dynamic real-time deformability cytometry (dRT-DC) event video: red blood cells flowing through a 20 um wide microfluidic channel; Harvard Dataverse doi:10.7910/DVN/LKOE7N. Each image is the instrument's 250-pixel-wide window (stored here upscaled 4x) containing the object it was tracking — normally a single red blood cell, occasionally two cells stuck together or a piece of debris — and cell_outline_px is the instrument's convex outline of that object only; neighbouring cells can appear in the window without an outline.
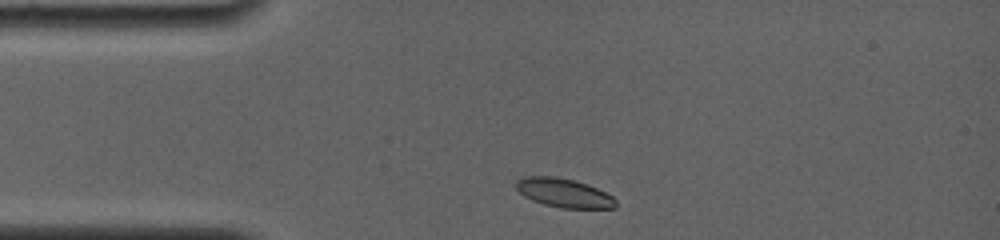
{"species": "common noctule bat (a hibernating species)", "species_latin": "Nyctalus noctula", "temperature_condition": "room temperature", "stored_images_in_passage": 19, "camera_frame_rate_fps": 4000, "um_per_image_px": 0.085, "animal": {"sex": "female", "body_mass_g": 19.0, "forearm_length_mm": 56.7}, "frame": {"image": 1, "passage_image": 1, "time_ms": 0.0, "image_size_px": [1000, 240], "cell_outline_px": [[616, 208], [560, 208], [544, 204], [532, 200], [524, 196], [516, 188], [516, 180], [524, 176], [552, 176], [576, 180], [588, 184], [612, 196], [616, 200]], "centroid_in_image_um": [47.92, 16.39], "position_along_channel_um": 37.1, "area_um2": 16.82}}
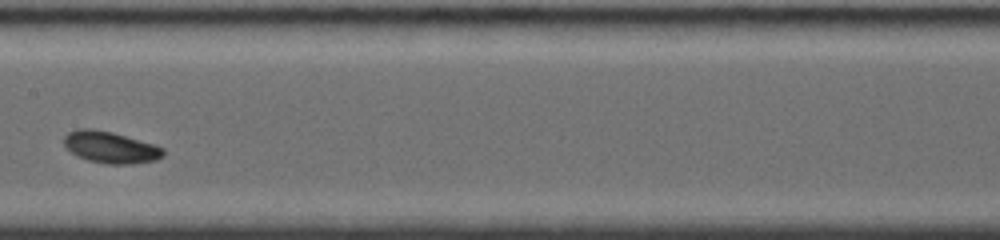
{"frame": {"image": 2, "passage_image": 9, "time_ms": 5.0, "image_size_px": [1000, 240], "cell_outline_px": [[164, 156], [156, 160], [132, 164], [108, 164], [88, 160], [76, 156], [64, 144], [64, 136], [68, 132], [76, 128], [92, 128], [112, 132], [156, 144], [164, 148]], "centroid_in_image_um": [9.41, 12.51], "position_along_channel_um": 198.0, "area_um2": 18.5}}
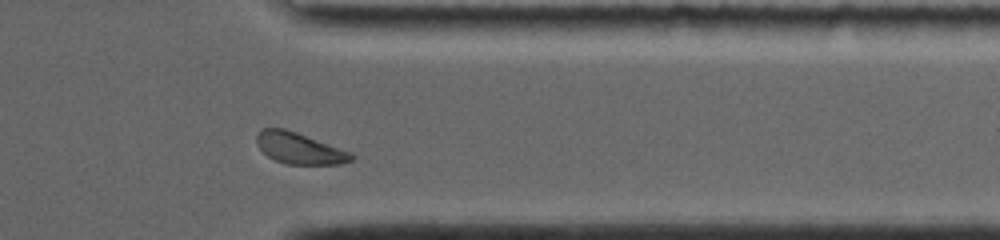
{"frame": {"image": 3, "passage_image": 16, "time_ms": 10.0, "image_size_px": [1000, 240], "cell_outline_px": [[356, 156], [352, 160], [336, 164], [288, 164], [276, 160], [268, 156], [256, 144], [256, 136], [260, 128], [284, 128], [296, 132], [352, 152]], "centroid_in_image_um": [25.44, 12.59], "position_along_channel_um": 386.0, "area_um2": 17.17}, "authors_computed_cell_mechanics": {"area_um2": 17.5134, "velocity_mm_per_s": 3.7453, "shape_relaxation_time_tau1_ms": 2.6437, "shape_relaxation_time_tau2_ms": null, "deformation_change_tau1": 0.1153, "deformation_change_tau2": null}}